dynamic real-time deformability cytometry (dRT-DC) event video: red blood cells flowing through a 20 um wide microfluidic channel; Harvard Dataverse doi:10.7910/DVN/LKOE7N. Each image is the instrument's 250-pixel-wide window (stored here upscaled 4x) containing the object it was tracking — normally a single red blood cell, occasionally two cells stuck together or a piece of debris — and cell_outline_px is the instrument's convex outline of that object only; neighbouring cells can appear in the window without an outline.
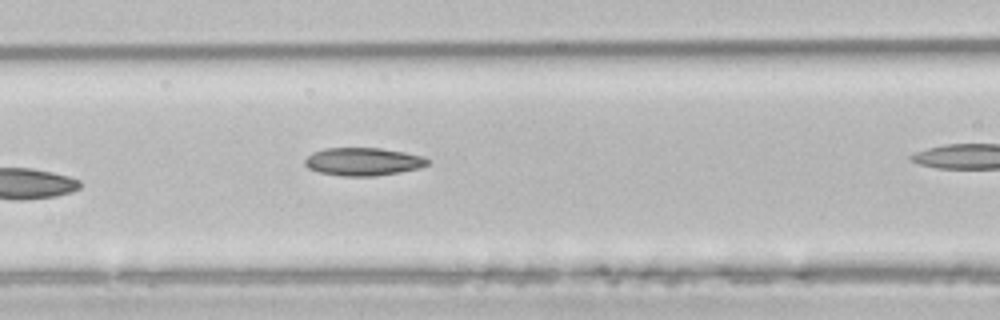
{"species": "common noctule bat (a hibernating species)", "species_latin": "Nyctalus noctula", "temperature_condition": "room temperature", "stored_images_in_passage": 6, "camera_frame_rate_fps": 3000, "um_per_image_px": 0.085, "animal": {"sex": "male", "body_mass_g": 21.5, "forearm_length_mm": 52.0}, "frame": {"image": 1, "passage_image": 6, "time_ms": 7.0, "image_size_px": [1000, 320], "cell_outline_px": [[428, 164], [420, 168], [400, 172], [376, 176], [344, 176], [320, 172], [308, 168], [304, 164], [304, 160], [312, 152], [324, 148], [380, 148], [404, 152], [424, 156], [428, 160]], "centroid_in_image_um": [30.86, 13.73], "position_along_channel_um": 135.7, "area_um2": 20.0}}